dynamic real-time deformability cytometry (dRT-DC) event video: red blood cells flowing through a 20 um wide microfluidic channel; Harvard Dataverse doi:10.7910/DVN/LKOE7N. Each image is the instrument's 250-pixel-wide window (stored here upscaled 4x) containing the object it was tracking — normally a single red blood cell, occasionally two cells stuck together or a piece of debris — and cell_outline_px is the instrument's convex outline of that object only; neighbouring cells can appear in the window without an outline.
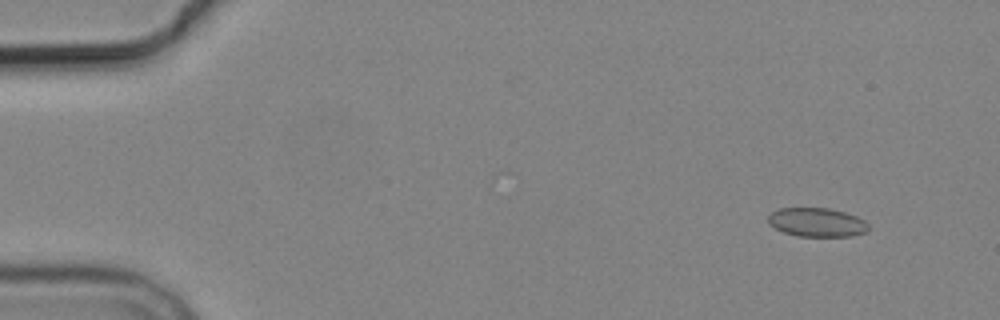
{"species": "common noctule bat (a hibernating species)", "species_latin": "Nyctalus noctula", "temperature_condition": "cold", "stored_images_in_passage": 5, "camera_frame_rate_fps": 3000, "um_per_image_px": 0.085, "animal": {"sex": "male", "body_mass_g": 19.2, "forearm_length_mm": 51.8}, "frame": {"image": 1, "passage_image": 2, "time_ms": 1.0, "image_size_px": [1000, 320], "cell_outline_px": [[868, 228], [864, 232], [852, 236], [796, 236], [784, 232], [768, 224], [768, 216], [772, 212], [780, 208], [828, 208], [844, 212], [856, 216], [864, 220], [868, 224]], "centroid_in_image_um": [69.42, 18.89], "position_along_channel_um": 15.6, "area_um2": 16.76}}
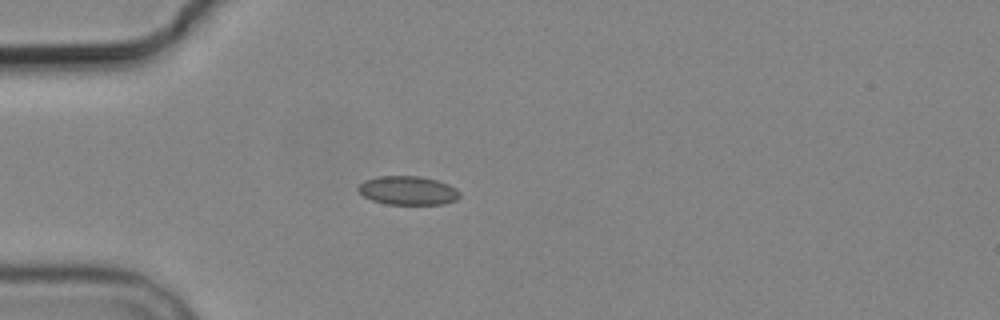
{"frame": {"image": 2, "passage_image": 5, "time_ms": 4.667, "image_size_px": [1000, 320], "cell_outline_px": [[460, 196], [456, 200], [444, 204], [384, 204], [372, 200], [364, 196], [356, 188], [364, 180], [376, 176], [420, 176], [436, 180], [448, 184], [456, 188], [460, 192]], "centroid_in_image_um": [34.67, 16.19], "position_along_channel_um": 50.3, "area_um2": 17.11}}